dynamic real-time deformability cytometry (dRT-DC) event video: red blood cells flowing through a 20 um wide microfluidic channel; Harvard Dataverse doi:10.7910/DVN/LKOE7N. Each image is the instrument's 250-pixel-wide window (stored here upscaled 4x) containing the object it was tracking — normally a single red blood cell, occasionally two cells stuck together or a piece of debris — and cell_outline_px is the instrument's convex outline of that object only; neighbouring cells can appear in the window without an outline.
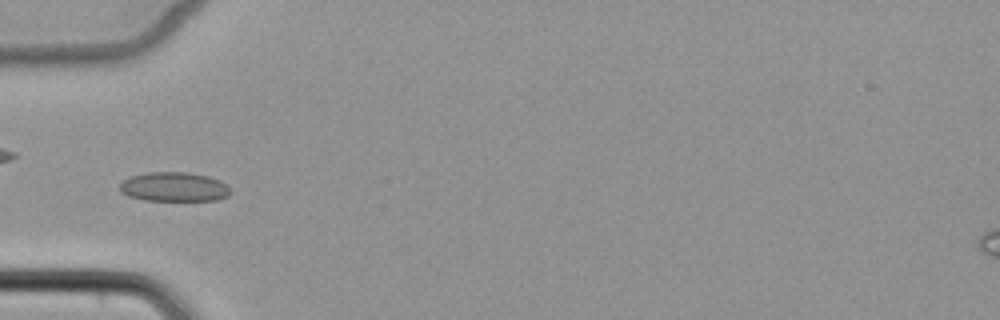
{"species": "common noctule bat (a hibernating species)", "species_latin": "Nyctalus noctula", "temperature_condition": "cold", "stored_images_in_passage": 6, "camera_frame_rate_fps": 3000, "um_per_image_px": 0.085, "animal": {"sex": "female", "body_mass_g": 22.7, "forearm_length_mm": 54.2}, "frame": {"image": 1, "passage_image": 6, "time_ms": 6.0, "image_size_px": [1000, 320], "cell_outline_px": [[232, 192], [228, 196], [216, 200], [144, 200], [128, 196], [120, 192], [120, 184], [124, 180], [132, 176], [148, 172], [188, 172], [208, 176], [220, 180]], "centroid_in_image_um": [14.79, 15.88], "position_along_channel_um": 70.2, "area_um2": 18.84}}